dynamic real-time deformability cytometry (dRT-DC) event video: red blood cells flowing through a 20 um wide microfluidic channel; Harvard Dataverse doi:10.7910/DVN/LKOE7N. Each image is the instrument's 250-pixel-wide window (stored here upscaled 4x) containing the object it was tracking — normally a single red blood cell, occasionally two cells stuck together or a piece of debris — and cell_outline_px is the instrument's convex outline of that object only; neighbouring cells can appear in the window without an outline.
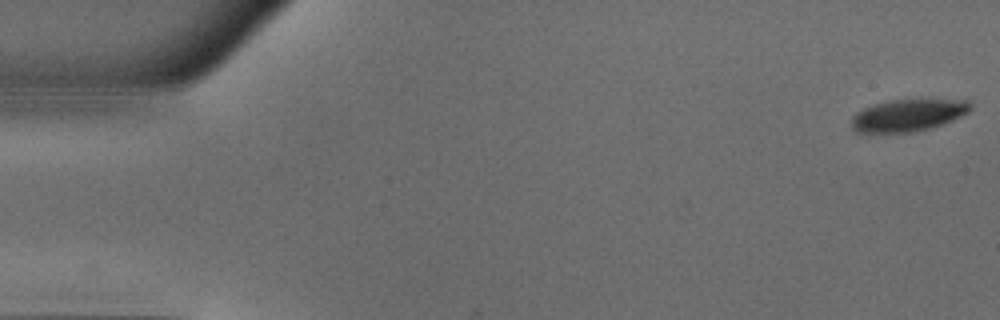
{"species": "common noctule bat (a hibernating species)", "species_latin": "Nyctalus noctula", "temperature_condition": "warm", "stored_images_in_passage": 50, "camera_frame_rate_fps": 3000, "um_per_image_px": 0.085, "animal": {"sex": "male", "body_mass_g": 18.8}, "frame": {"image": 1, "passage_image": 1, "time_ms": 0.0, "image_size_px": [1000, 320], "cell_outline_px": [[972, 108], [968, 112], [952, 120], [928, 128], [912, 132], [856, 132], [852, 128], [852, 116], [856, 112], [872, 104], [888, 100], [920, 96], [932, 96], [968, 100], [972, 104]], "centroid_in_image_um": [77.25, 9.7], "position_along_channel_um": 7.7, "area_um2": 23.29}}
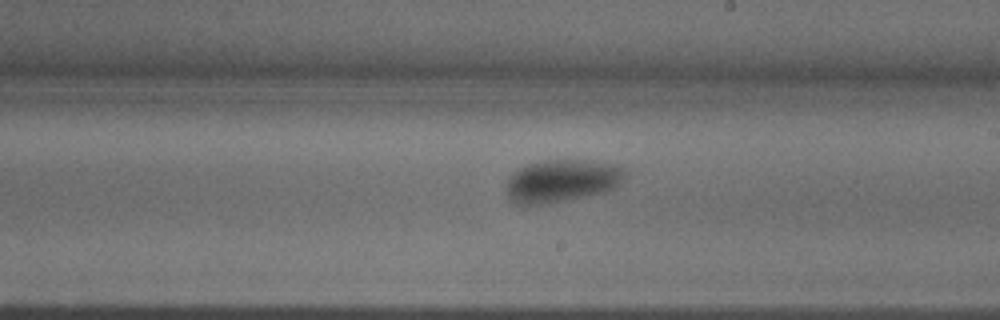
{"frame": {"image": 2, "passage_image": 29, "time_ms": 9.333, "image_size_px": [1000, 320], "cell_outline_px": [[628, 176], [616, 188], [608, 192], [528, 208], [520, 208], [512, 204], [508, 200], [508, 176], [524, 164], [540, 160], [592, 160], [620, 164], [628, 172]], "centroid_in_image_um": [47.77, 15.4], "position_along_channel_um": 241.2, "area_um2": 31.15}}
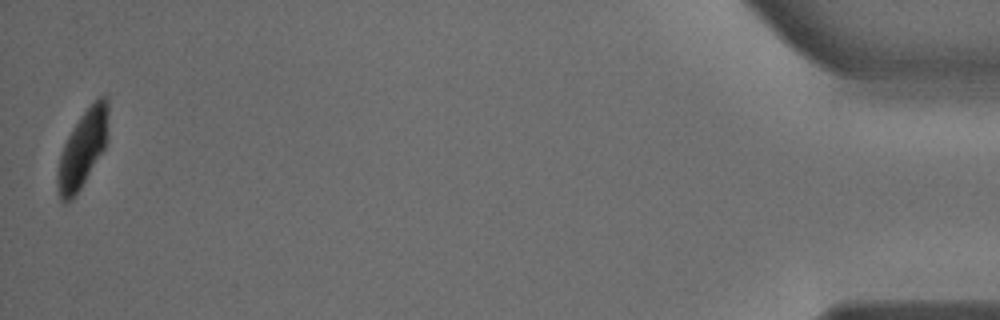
{"frame": {"image": 3, "passage_image": 50, "time_ms": 16.333, "image_size_px": [1000, 320], "cell_outline_px": [[108, 140], [104, 148], [80, 188], [72, 200], [68, 204], [60, 200], [56, 184], [56, 176], [60, 156], [64, 144], [68, 136], [80, 116], [100, 96], [108, 96]], "centroid_in_image_um": [7.02, 12.68], "position_along_channel_um": 428.2, "area_um2": 22.6}, "authors_computed_cell_mechanics": {"area_um2": 27.6284, "velocity_mm_per_s": 3.9855, "shape_relaxation_time_tau1_ms": 3.9375, "shape_relaxation_time_tau2_ms": 2.1044, "deformation_change_tau1": 0.1231, "deformation_change_tau2": 0.0514}}